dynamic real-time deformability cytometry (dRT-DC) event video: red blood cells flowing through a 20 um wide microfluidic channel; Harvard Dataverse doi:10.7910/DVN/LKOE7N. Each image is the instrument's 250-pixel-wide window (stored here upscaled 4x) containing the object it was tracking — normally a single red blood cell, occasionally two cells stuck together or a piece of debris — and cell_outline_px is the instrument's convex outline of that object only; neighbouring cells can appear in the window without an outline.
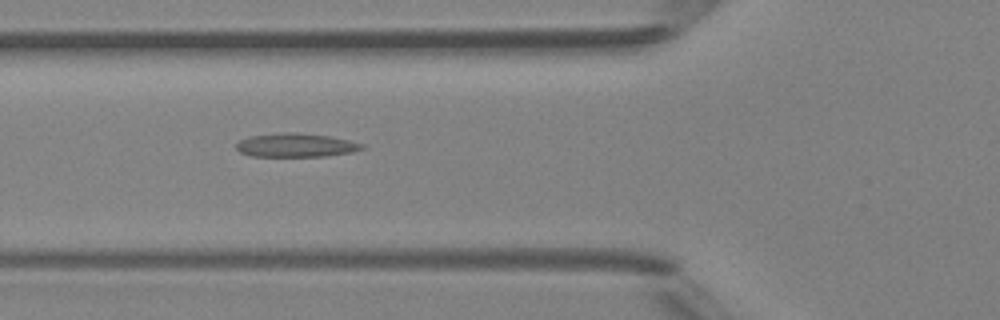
{"species": "Egyptian fruit bat (a non-hibernating species)", "species_latin": "Rousettus aegyptiacus", "temperature_condition": "room temperature", "stored_images_in_passage": 8, "camera_frame_rate_fps": 3000, "um_per_image_px": 0.085, "animal": {"sex": "female"}, "frame": {"image": 1, "passage_image": 6, "time_ms": 5.667, "image_size_px": [1000, 320], "cell_outline_px": [[364, 148], [352, 152], [324, 156], [252, 156], [240, 152], [236, 148], [236, 144], [240, 140], [248, 136], [280, 132], [296, 132], [328, 136], [348, 140], [364, 144]], "centroid_in_image_um": [25.12, 12.33], "position_along_channel_um": 100.7, "area_um2": 17.34}}
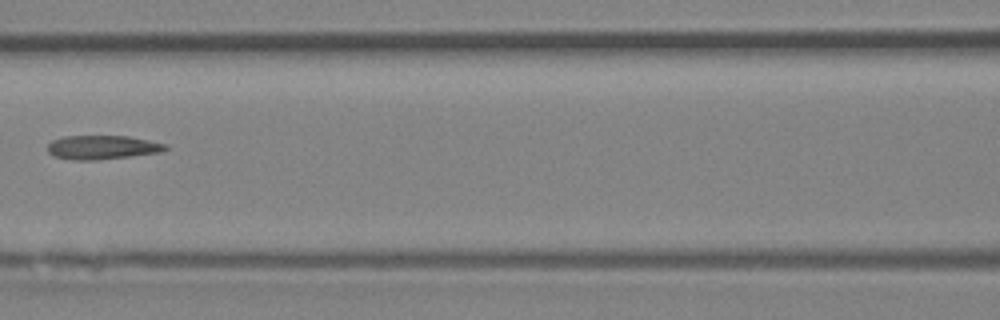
{"frame": {"image": 2, "passage_image": 7, "time_ms": 7.0, "image_size_px": [1000, 320], "cell_outline_px": [[168, 148], [160, 152], [96, 160], [72, 160], [52, 156], [48, 152], [48, 144], [52, 140], [64, 136], [128, 136], [168, 144]], "centroid_in_image_um": [8.66, 12.52], "position_along_channel_um": 157.9, "area_um2": 16.42}}
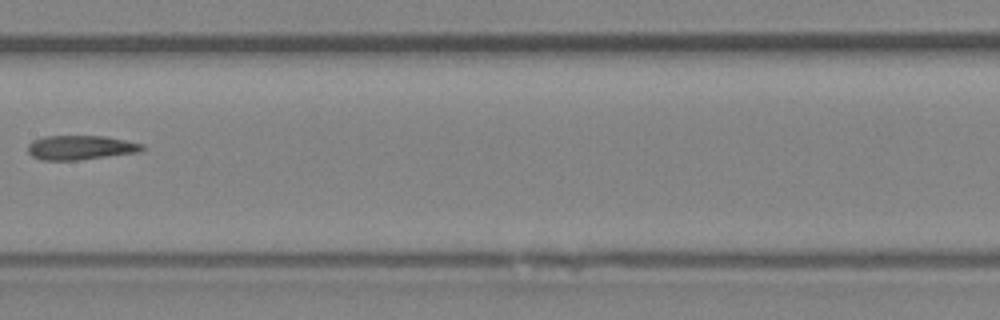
{"frame": {"image": 3, "passage_image": 8, "time_ms": 8.0, "image_size_px": [1000, 320], "cell_outline_px": [[148, 148], [140, 152], [76, 160], [44, 160], [32, 156], [28, 152], [28, 144], [32, 140], [44, 136], [104, 136], [144, 144]], "centroid_in_image_um": [6.87, 12.54], "position_along_channel_um": 200.5, "area_um2": 16.24}}